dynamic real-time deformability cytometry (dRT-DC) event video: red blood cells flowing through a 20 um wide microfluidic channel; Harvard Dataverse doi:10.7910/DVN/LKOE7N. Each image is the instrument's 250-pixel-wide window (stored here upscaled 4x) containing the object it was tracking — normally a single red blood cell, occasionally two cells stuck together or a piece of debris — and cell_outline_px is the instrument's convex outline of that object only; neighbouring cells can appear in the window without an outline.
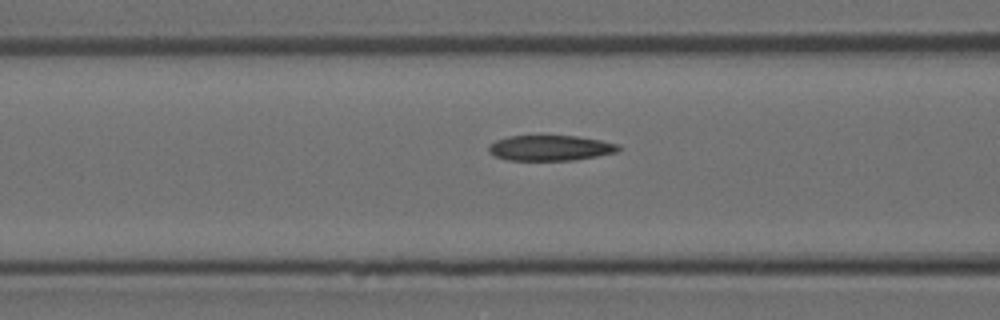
{"species": "Egyptian fruit bat (a non-hibernating species)", "species_latin": "Rousettus aegyptiacus", "temperature_condition": "room temperature", "stored_images_in_passage": 9, "camera_frame_rate_fps": 3000, "um_per_image_px": 0.085, "animal": {"sex": "female"}, "frame": {"image": 1, "passage_image": 8, "time_ms": 2.333, "image_size_px": [1000, 320], "cell_outline_px": [[620, 148], [616, 152], [576, 160], [508, 160], [496, 156], [488, 152], [488, 144], [496, 140], [508, 136], [576, 136], [600, 140], [620, 144]], "centroid_in_image_um": [46.76, 12.57], "position_along_channel_um": 119.8, "area_um2": 19.19}}